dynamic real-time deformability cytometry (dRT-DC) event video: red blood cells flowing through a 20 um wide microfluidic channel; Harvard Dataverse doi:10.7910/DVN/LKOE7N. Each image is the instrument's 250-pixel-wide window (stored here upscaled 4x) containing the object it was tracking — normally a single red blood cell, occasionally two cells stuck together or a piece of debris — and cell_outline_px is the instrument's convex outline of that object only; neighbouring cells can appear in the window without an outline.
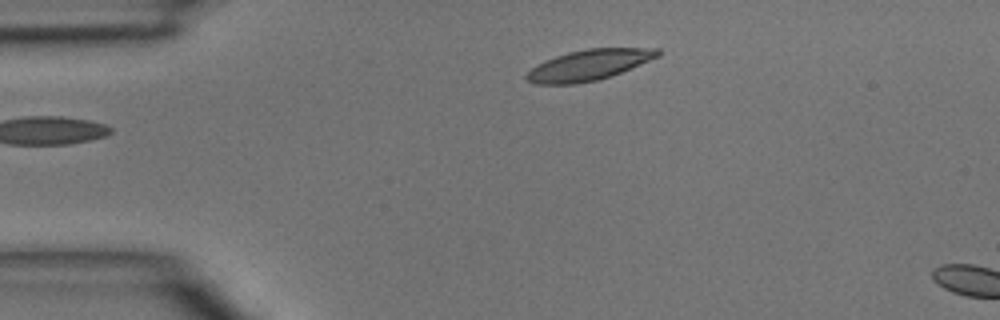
{"species": "common noctule bat (a hibernating species)", "species_latin": "Nyctalus noctula", "temperature_condition": "room temperature", "stored_images_in_passage": 4, "camera_frame_rate_fps": 3000, "um_per_image_px": 0.085, "animal": {"sex": "male", "body_mass_g": 15.6}, "frame": {"image": 1, "passage_image": 1, "time_ms": 0.0, "image_size_px": [1000, 320], "cell_outline_px": [[660, 56], [620, 72], [596, 80], [576, 84], [536, 84], [528, 80], [524, 76], [536, 64], [556, 56], [568, 52], [588, 48], [660, 48]], "centroid_in_image_um": [50.04, 5.52], "position_along_channel_um": 35.0, "area_um2": 23.18}}